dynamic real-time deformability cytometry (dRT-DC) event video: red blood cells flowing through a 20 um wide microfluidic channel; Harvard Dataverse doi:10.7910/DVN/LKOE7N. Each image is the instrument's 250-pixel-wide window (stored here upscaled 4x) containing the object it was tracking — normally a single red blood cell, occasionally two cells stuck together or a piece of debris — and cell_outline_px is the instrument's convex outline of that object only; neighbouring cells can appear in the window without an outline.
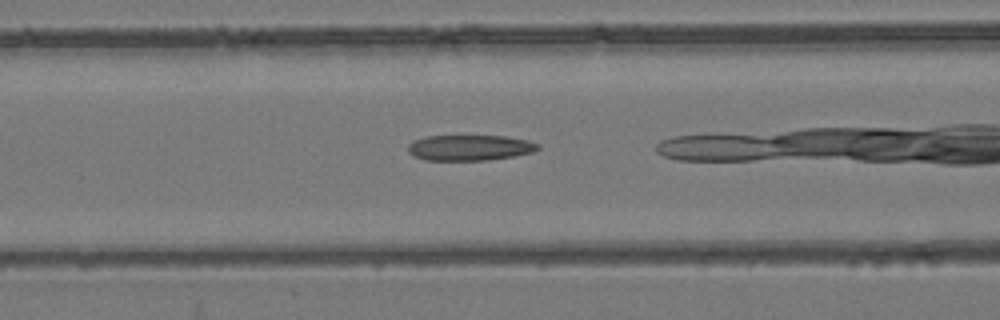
{"species": "common noctule bat (a hibernating species)", "species_latin": "Nyctalus noctula", "temperature_condition": "room temperature", "stored_images_in_passage": 36, "camera_frame_rate_fps": 3000, "um_per_image_px": 0.085, "animal": {"sex": "female", "body_mass_g": 24.6, "forearm_length_mm": 56.2}, "frame": {"image": 1, "passage_image": 15, "time_ms": 4.667, "image_size_px": [1000, 320], "cell_outline_px": [[540, 148], [532, 152], [512, 156], [488, 160], [424, 160], [412, 156], [408, 152], [408, 144], [412, 140], [424, 136], [504, 136], [528, 140], [540, 144]], "centroid_in_image_um": [39.88, 12.55], "position_along_channel_um": 126.7, "area_um2": 19.54}}
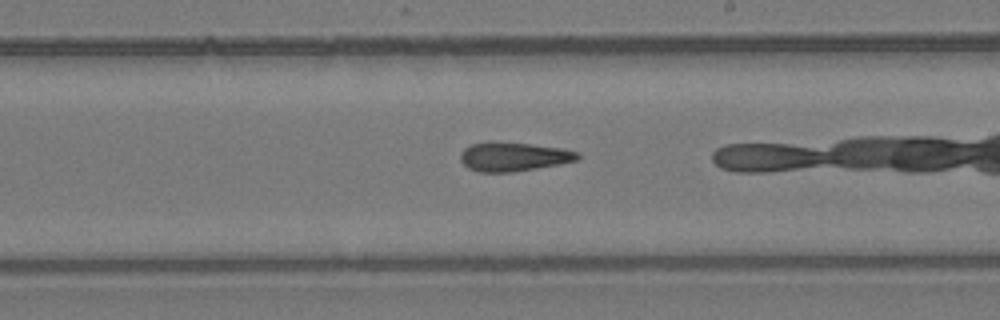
{"frame": {"image": 2, "passage_image": 24, "time_ms": 7.667, "image_size_px": [1000, 320], "cell_outline_px": [[580, 156], [576, 160], [560, 164], [512, 172], [480, 172], [468, 168], [460, 160], [460, 152], [464, 148], [472, 144], [492, 140], [532, 144], [564, 148], [580, 152]], "centroid_in_image_um": [43.64, 13.29], "position_along_channel_um": 245.4, "area_um2": 20.11}}
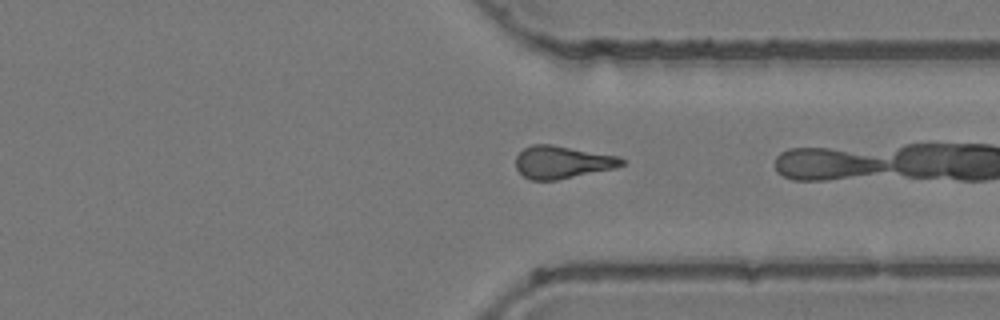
{"frame": {"image": 3, "passage_image": 33, "time_ms": 10.667, "image_size_px": [1000, 320], "cell_outline_px": [[624, 164], [616, 168], [556, 180], [528, 180], [516, 168], [516, 156], [524, 148], [532, 144], [552, 144], [620, 156], [624, 160]], "centroid_in_image_um": [47.8, 13.78], "position_along_channel_um": 363.6, "area_um2": 20.23}}